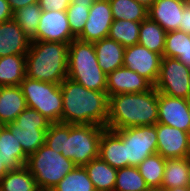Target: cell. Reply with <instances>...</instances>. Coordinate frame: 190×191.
<instances>
[{"label": "cell", "mask_w": 190, "mask_h": 191, "mask_svg": "<svg viewBox=\"0 0 190 191\" xmlns=\"http://www.w3.org/2000/svg\"><path fill=\"white\" fill-rule=\"evenodd\" d=\"M105 127L100 125L50 123L45 145L76 166H84L99 157V142Z\"/></svg>", "instance_id": "1"}, {"label": "cell", "mask_w": 190, "mask_h": 191, "mask_svg": "<svg viewBox=\"0 0 190 191\" xmlns=\"http://www.w3.org/2000/svg\"><path fill=\"white\" fill-rule=\"evenodd\" d=\"M60 88L63 97L62 123L106 128L109 105L106 91L89 90L69 78L60 83Z\"/></svg>", "instance_id": "2"}, {"label": "cell", "mask_w": 190, "mask_h": 191, "mask_svg": "<svg viewBox=\"0 0 190 191\" xmlns=\"http://www.w3.org/2000/svg\"><path fill=\"white\" fill-rule=\"evenodd\" d=\"M158 123V91L123 93L109 97L106 128L122 130Z\"/></svg>", "instance_id": "3"}, {"label": "cell", "mask_w": 190, "mask_h": 191, "mask_svg": "<svg viewBox=\"0 0 190 191\" xmlns=\"http://www.w3.org/2000/svg\"><path fill=\"white\" fill-rule=\"evenodd\" d=\"M68 43L31 41L26 53V77L60 84L68 75Z\"/></svg>", "instance_id": "4"}, {"label": "cell", "mask_w": 190, "mask_h": 191, "mask_svg": "<svg viewBox=\"0 0 190 191\" xmlns=\"http://www.w3.org/2000/svg\"><path fill=\"white\" fill-rule=\"evenodd\" d=\"M67 78L94 91H106L107 75L98 65L94 44L79 39L69 43Z\"/></svg>", "instance_id": "5"}, {"label": "cell", "mask_w": 190, "mask_h": 191, "mask_svg": "<svg viewBox=\"0 0 190 191\" xmlns=\"http://www.w3.org/2000/svg\"><path fill=\"white\" fill-rule=\"evenodd\" d=\"M25 166L34 176L39 189L51 190L76 165L72 160L43 144L37 151L28 156Z\"/></svg>", "instance_id": "6"}, {"label": "cell", "mask_w": 190, "mask_h": 191, "mask_svg": "<svg viewBox=\"0 0 190 191\" xmlns=\"http://www.w3.org/2000/svg\"><path fill=\"white\" fill-rule=\"evenodd\" d=\"M19 86L27 107L37 110L51 123L62 122L63 97L60 84L25 77Z\"/></svg>", "instance_id": "7"}, {"label": "cell", "mask_w": 190, "mask_h": 191, "mask_svg": "<svg viewBox=\"0 0 190 191\" xmlns=\"http://www.w3.org/2000/svg\"><path fill=\"white\" fill-rule=\"evenodd\" d=\"M114 131L125 143L127 166L137 167L145 158L157 153L156 124Z\"/></svg>", "instance_id": "8"}, {"label": "cell", "mask_w": 190, "mask_h": 191, "mask_svg": "<svg viewBox=\"0 0 190 191\" xmlns=\"http://www.w3.org/2000/svg\"><path fill=\"white\" fill-rule=\"evenodd\" d=\"M189 76L190 67L178 59L162 57L159 75L154 87L158 93L189 99Z\"/></svg>", "instance_id": "9"}, {"label": "cell", "mask_w": 190, "mask_h": 191, "mask_svg": "<svg viewBox=\"0 0 190 191\" xmlns=\"http://www.w3.org/2000/svg\"><path fill=\"white\" fill-rule=\"evenodd\" d=\"M162 57L136 44L125 48L123 66L138 73L154 86L159 75Z\"/></svg>", "instance_id": "10"}, {"label": "cell", "mask_w": 190, "mask_h": 191, "mask_svg": "<svg viewBox=\"0 0 190 191\" xmlns=\"http://www.w3.org/2000/svg\"><path fill=\"white\" fill-rule=\"evenodd\" d=\"M157 153L163 158L190 157V133L162 124H156Z\"/></svg>", "instance_id": "11"}, {"label": "cell", "mask_w": 190, "mask_h": 191, "mask_svg": "<svg viewBox=\"0 0 190 191\" xmlns=\"http://www.w3.org/2000/svg\"><path fill=\"white\" fill-rule=\"evenodd\" d=\"M113 23L109 0H95L90 7L89 16L82 33L77 39L85 42H96L108 37Z\"/></svg>", "instance_id": "12"}, {"label": "cell", "mask_w": 190, "mask_h": 191, "mask_svg": "<svg viewBox=\"0 0 190 191\" xmlns=\"http://www.w3.org/2000/svg\"><path fill=\"white\" fill-rule=\"evenodd\" d=\"M76 39L70 30L66 11H42L36 41L70 43Z\"/></svg>", "instance_id": "13"}, {"label": "cell", "mask_w": 190, "mask_h": 191, "mask_svg": "<svg viewBox=\"0 0 190 191\" xmlns=\"http://www.w3.org/2000/svg\"><path fill=\"white\" fill-rule=\"evenodd\" d=\"M158 123L190 133L188 99L158 93Z\"/></svg>", "instance_id": "14"}, {"label": "cell", "mask_w": 190, "mask_h": 191, "mask_svg": "<svg viewBox=\"0 0 190 191\" xmlns=\"http://www.w3.org/2000/svg\"><path fill=\"white\" fill-rule=\"evenodd\" d=\"M106 81L108 97L123 93L147 92L153 87L147 79L124 66L108 74Z\"/></svg>", "instance_id": "15"}, {"label": "cell", "mask_w": 190, "mask_h": 191, "mask_svg": "<svg viewBox=\"0 0 190 191\" xmlns=\"http://www.w3.org/2000/svg\"><path fill=\"white\" fill-rule=\"evenodd\" d=\"M188 0H155L148 8V17L166 32L180 30L182 12Z\"/></svg>", "instance_id": "16"}, {"label": "cell", "mask_w": 190, "mask_h": 191, "mask_svg": "<svg viewBox=\"0 0 190 191\" xmlns=\"http://www.w3.org/2000/svg\"><path fill=\"white\" fill-rule=\"evenodd\" d=\"M0 158L9 170L26 165L28 156L18 142L17 126L13 123L0 127Z\"/></svg>", "instance_id": "17"}, {"label": "cell", "mask_w": 190, "mask_h": 191, "mask_svg": "<svg viewBox=\"0 0 190 191\" xmlns=\"http://www.w3.org/2000/svg\"><path fill=\"white\" fill-rule=\"evenodd\" d=\"M31 39L13 19L0 23V57L26 55Z\"/></svg>", "instance_id": "18"}, {"label": "cell", "mask_w": 190, "mask_h": 191, "mask_svg": "<svg viewBox=\"0 0 190 191\" xmlns=\"http://www.w3.org/2000/svg\"><path fill=\"white\" fill-rule=\"evenodd\" d=\"M99 157L113 168L127 167L125 143L115 131L107 128L102 131Z\"/></svg>", "instance_id": "19"}, {"label": "cell", "mask_w": 190, "mask_h": 191, "mask_svg": "<svg viewBox=\"0 0 190 191\" xmlns=\"http://www.w3.org/2000/svg\"><path fill=\"white\" fill-rule=\"evenodd\" d=\"M26 108V100L20 86L0 87V125L13 123Z\"/></svg>", "instance_id": "20"}, {"label": "cell", "mask_w": 190, "mask_h": 191, "mask_svg": "<svg viewBox=\"0 0 190 191\" xmlns=\"http://www.w3.org/2000/svg\"><path fill=\"white\" fill-rule=\"evenodd\" d=\"M98 65L108 75L115 69L123 67L125 48L113 39L106 37L93 42Z\"/></svg>", "instance_id": "21"}, {"label": "cell", "mask_w": 190, "mask_h": 191, "mask_svg": "<svg viewBox=\"0 0 190 191\" xmlns=\"http://www.w3.org/2000/svg\"><path fill=\"white\" fill-rule=\"evenodd\" d=\"M161 186L167 190L190 186V157L166 159Z\"/></svg>", "instance_id": "22"}, {"label": "cell", "mask_w": 190, "mask_h": 191, "mask_svg": "<svg viewBox=\"0 0 190 191\" xmlns=\"http://www.w3.org/2000/svg\"><path fill=\"white\" fill-rule=\"evenodd\" d=\"M96 191H114L117 169L107 164L100 157L92 159L83 166Z\"/></svg>", "instance_id": "23"}, {"label": "cell", "mask_w": 190, "mask_h": 191, "mask_svg": "<svg viewBox=\"0 0 190 191\" xmlns=\"http://www.w3.org/2000/svg\"><path fill=\"white\" fill-rule=\"evenodd\" d=\"M26 77V55L0 57V87L19 86Z\"/></svg>", "instance_id": "24"}, {"label": "cell", "mask_w": 190, "mask_h": 191, "mask_svg": "<svg viewBox=\"0 0 190 191\" xmlns=\"http://www.w3.org/2000/svg\"><path fill=\"white\" fill-rule=\"evenodd\" d=\"M166 31L155 21L147 17L141 21L138 44L161 56L165 49Z\"/></svg>", "instance_id": "25"}, {"label": "cell", "mask_w": 190, "mask_h": 191, "mask_svg": "<svg viewBox=\"0 0 190 191\" xmlns=\"http://www.w3.org/2000/svg\"><path fill=\"white\" fill-rule=\"evenodd\" d=\"M2 191H38L34 176L24 165L18 169L9 170L0 181Z\"/></svg>", "instance_id": "26"}, {"label": "cell", "mask_w": 190, "mask_h": 191, "mask_svg": "<svg viewBox=\"0 0 190 191\" xmlns=\"http://www.w3.org/2000/svg\"><path fill=\"white\" fill-rule=\"evenodd\" d=\"M113 20L144 21L148 8L135 0H109Z\"/></svg>", "instance_id": "27"}, {"label": "cell", "mask_w": 190, "mask_h": 191, "mask_svg": "<svg viewBox=\"0 0 190 191\" xmlns=\"http://www.w3.org/2000/svg\"><path fill=\"white\" fill-rule=\"evenodd\" d=\"M141 22L113 20L108 37L124 48L138 44Z\"/></svg>", "instance_id": "28"}, {"label": "cell", "mask_w": 190, "mask_h": 191, "mask_svg": "<svg viewBox=\"0 0 190 191\" xmlns=\"http://www.w3.org/2000/svg\"><path fill=\"white\" fill-rule=\"evenodd\" d=\"M166 159L156 153L145 158L138 166V171L148 187L161 186Z\"/></svg>", "instance_id": "29"}, {"label": "cell", "mask_w": 190, "mask_h": 191, "mask_svg": "<svg viewBox=\"0 0 190 191\" xmlns=\"http://www.w3.org/2000/svg\"><path fill=\"white\" fill-rule=\"evenodd\" d=\"M42 11L39 3H34L13 12V20L19 24L31 41H36V32Z\"/></svg>", "instance_id": "30"}, {"label": "cell", "mask_w": 190, "mask_h": 191, "mask_svg": "<svg viewBox=\"0 0 190 191\" xmlns=\"http://www.w3.org/2000/svg\"><path fill=\"white\" fill-rule=\"evenodd\" d=\"M50 191H96L83 166H75Z\"/></svg>", "instance_id": "31"}, {"label": "cell", "mask_w": 190, "mask_h": 191, "mask_svg": "<svg viewBox=\"0 0 190 191\" xmlns=\"http://www.w3.org/2000/svg\"><path fill=\"white\" fill-rule=\"evenodd\" d=\"M95 0H72L66 10L70 30L77 38L83 31L89 16L90 7Z\"/></svg>", "instance_id": "32"}, {"label": "cell", "mask_w": 190, "mask_h": 191, "mask_svg": "<svg viewBox=\"0 0 190 191\" xmlns=\"http://www.w3.org/2000/svg\"><path fill=\"white\" fill-rule=\"evenodd\" d=\"M147 188L136 166L117 169L114 191H146Z\"/></svg>", "instance_id": "33"}, {"label": "cell", "mask_w": 190, "mask_h": 191, "mask_svg": "<svg viewBox=\"0 0 190 191\" xmlns=\"http://www.w3.org/2000/svg\"><path fill=\"white\" fill-rule=\"evenodd\" d=\"M48 129H20L17 127V139L24 153L29 156L45 144Z\"/></svg>", "instance_id": "34"}, {"label": "cell", "mask_w": 190, "mask_h": 191, "mask_svg": "<svg viewBox=\"0 0 190 191\" xmlns=\"http://www.w3.org/2000/svg\"><path fill=\"white\" fill-rule=\"evenodd\" d=\"M50 121L37 110L27 107L13 121L20 129H48Z\"/></svg>", "instance_id": "35"}, {"label": "cell", "mask_w": 190, "mask_h": 191, "mask_svg": "<svg viewBox=\"0 0 190 191\" xmlns=\"http://www.w3.org/2000/svg\"><path fill=\"white\" fill-rule=\"evenodd\" d=\"M184 31L175 30L166 32L165 49L163 57L177 59L183 54Z\"/></svg>", "instance_id": "36"}, {"label": "cell", "mask_w": 190, "mask_h": 191, "mask_svg": "<svg viewBox=\"0 0 190 191\" xmlns=\"http://www.w3.org/2000/svg\"><path fill=\"white\" fill-rule=\"evenodd\" d=\"M72 0H39L43 11H66Z\"/></svg>", "instance_id": "37"}, {"label": "cell", "mask_w": 190, "mask_h": 191, "mask_svg": "<svg viewBox=\"0 0 190 191\" xmlns=\"http://www.w3.org/2000/svg\"><path fill=\"white\" fill-rule=\"evenodd\" d=\"M180 62L190 67V35L184 32L183 54L177 58Z\"/></svg>", "instance_id": "38"}, {"label": "cell", "mask_w": 190, "mask_h": 191, "mask_svg": "<svg viewBox=\"0 0 190 191\" xmlns=\"http://www.w3.org/2000/svg\"><path fill=\"white\" fill-rule=\"evenodd\" d=\"M180 30L190 35V2L184 6Z\"/></svg>", "instance_id": "39"}, {"label": "cell", "mask_w": 190, "mask_h": 191, "mask_svg": "<svg viewBox=\"0 0 190 191\" xmlns=\"http://www.w3.org/2000/svg\"><path fill=\"white\" fill-rule=\"evenodd\" d=\"M13 19V11L7 0H0V23Z\"/></svg>", "instance_id": "40"}, {"label": "cell", "mask_w": 190, "mask_h": 191, "mask_svg": "<svg viewBox=\"0 0 190 191\" xmlns=\"http://www.w3.org/2000/svg\"><path fill=\"white\" fill-rule=\"evenodd\" d=\"M13 12L30 4L39 3V0H7Z\"/></svg>", "instance_id": "41"}, {"label": "cell", "mask_w": 190, "mask_h": 191, "mask_svg": "<svg viewBox=\"0 0 190 191\" xmlns=\"http://www.w3.org/2000/svg\"><path fill=\"white\" fill-rule=\"evenodd\" d=\"M8 171L9 169L4 165L2 159L0 158V181Z\"/></svg>", "instance_id": "42"}, {"label": "cell", "mask_w": 190, "mask_h": 191, "mask_svg": "<svg viewBox=\"0 0 190 191\" xmlns=\"http://www.w3.org/2000/svg\"><path fill=\"white\" fill-rule=\"evenodd\" d=\"M135 1L144 5L146 8H149L154 3L155 0H135Z\"/></svg>", "instance_id": "43"}, {"label": "cell", "mask_w": 190, "mask_h": 191, "mask_svg": "<svg viewBox=\"0 0 190 191\" xmlns=\"http://www.w3.org/2000/svg\"><path fill=\"white\" fill-rule=\"evenodd\" d=\"M146 191H168L163 186L148 187Z\"/></svg>", "instance_id": "44"}, {"label": "cell", "mask_w": 190, "mask_h": 191, "mask_svg": "<svg viewBox=\"0 0 190 191\" xmlns=\"http://www.w3.org/2000/svg\"><path fill=\"white\" fill-rule=\"evenodd\" d=\"M168 191H190V186L177 187L173 189H168Z\"/></svg>", "instance_id": "45"}, {"label": "cell", "mask_w": 190, "mask_h": 191, "mask_svg": "<svg viewBox=\"0 0 190 191\" xmlns=\"http://www.w3.org/2000/svg\"><path fill=\"white\" fill-rule=\"evenodd\" d=\"M188 110H189V116H190V98L188 99Z\"/></svg>", "instance_id": "46"}, {"label": "cell", "mask_w": 190, "mask_h": 191, "mask_svg": "<svg viewBox=\"0 0 190 191\" xmlns=\"http://www.w3.org/2000/svg\"><path fill=\"white\" fill-rule=\"evenodd\" d=\"M38 191H50V190H43V189H39Z\"/></svg>", "instance_id": "47"}]
</instances>
